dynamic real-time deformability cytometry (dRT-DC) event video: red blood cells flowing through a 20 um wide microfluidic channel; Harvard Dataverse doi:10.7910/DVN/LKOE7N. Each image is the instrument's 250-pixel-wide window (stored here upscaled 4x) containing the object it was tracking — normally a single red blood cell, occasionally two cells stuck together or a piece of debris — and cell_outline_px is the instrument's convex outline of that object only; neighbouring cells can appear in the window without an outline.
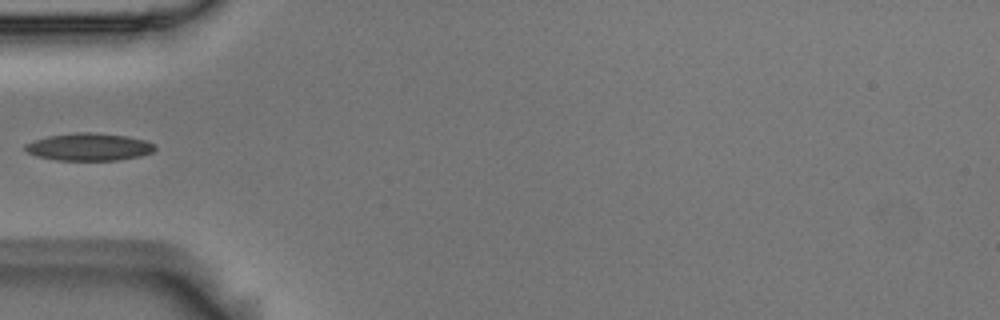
{"species": "Egyptian fruit bat (a non-hibernating species)", "species_latin": "Rousettus aegyptiacus", "temperature_condition": "room temperature", "stored_images_in_passage": 4, "camera_frame_rate_fps": 3000, "um_per_image_px": 0.085, "animal": {"sex": "male"}, "frame": {"image": 1, "passage_image": 4, "time_ms": 1.0, "image_size_px": [1000, 320], "cell_outline_px": [[156, 148], [152, 152], [140, 156], [116, 160], [56, 160], [36, 156], [28, 152], [24, 148], [24, 144], [48, 136], [76, 132], [88, 132], [128, 136], [144, 140], [156, 144]], "centroid_in_image_um": [7.57, 12.49], "position_along_channel_um": 77.4, "area_um2": 20.69}}